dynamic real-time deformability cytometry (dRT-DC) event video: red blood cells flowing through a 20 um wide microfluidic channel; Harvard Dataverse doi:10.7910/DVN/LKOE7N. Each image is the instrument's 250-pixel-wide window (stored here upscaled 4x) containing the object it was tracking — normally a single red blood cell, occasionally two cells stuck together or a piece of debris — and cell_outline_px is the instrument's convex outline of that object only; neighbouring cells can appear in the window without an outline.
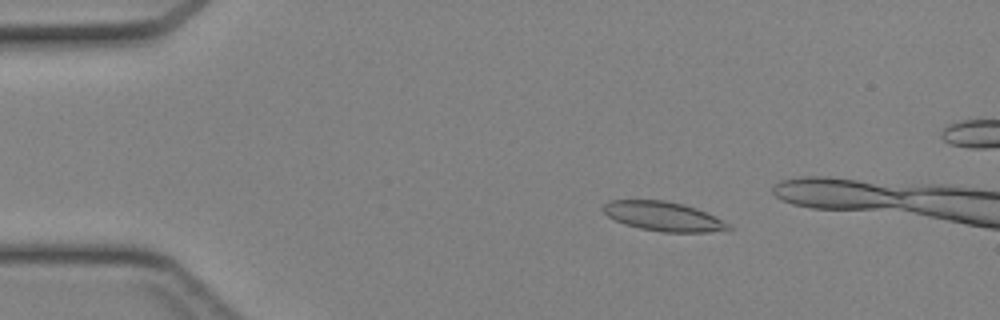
{"species": "Egyptian fruit bat (a non-hibernating species)", "species_latin": "Rousettus aegyptiacus", "temperature_condition": "cold", "stored_images_in_passage": 10, "camera_frame_rate_fps": 3000, "um_per_image_px": 0.085, "animal": {"sex": "female"}, "frame": {"image": 1, "passage_image": 5, "time_ms": 1.333, "image_size_px": [1000, 320], "cell_outline_px": [[732, 232], [664, 232], [640, 228], [624, 224], [608, 216], [604, 212], [604, 204], [608, 200], [664, 200], [684, 204], [696, 208], [728, 224], [732, 228]], "centroid_in_image_um": [56.41, 18.4], "position_along_channel_um": 28.6, "area_um2": 21.33}}